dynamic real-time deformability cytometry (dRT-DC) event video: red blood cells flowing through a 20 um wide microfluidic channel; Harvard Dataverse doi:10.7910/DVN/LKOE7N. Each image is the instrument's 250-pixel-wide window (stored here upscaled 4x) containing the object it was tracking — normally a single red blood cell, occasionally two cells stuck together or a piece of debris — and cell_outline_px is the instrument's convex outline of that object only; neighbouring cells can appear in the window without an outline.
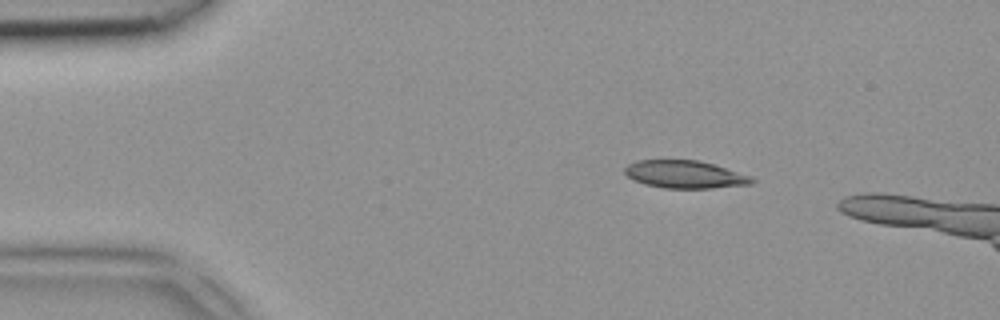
{"species": "common noctule bat (a hibernating species)", "species_latin": "Nyctalus noctula", "temperature_condition": "room temperature", "stored_images_in_passage": 3, "camera_frame_rate_fps": 3000, "um_per_image_px": 0.085, "animal": {"sex": "female", "body_mass_g": 18.4}, "frame": {"image": 1, "passage_image": 2, "time_ms": 0.333, "image_size_px": [1000, 320], "cell_outline_px": [[756, 180], [752, 184], [712, 188], [664, 188], [644, 184], [632, 180], [624, 172], [624, 168], [628, 164], [636, 160], [700, 160], [752, 176]], "centroid_in_image_um": [58.21, 14.82], "position_along_channel_um": 26.8, "area_um2": 20.63}}